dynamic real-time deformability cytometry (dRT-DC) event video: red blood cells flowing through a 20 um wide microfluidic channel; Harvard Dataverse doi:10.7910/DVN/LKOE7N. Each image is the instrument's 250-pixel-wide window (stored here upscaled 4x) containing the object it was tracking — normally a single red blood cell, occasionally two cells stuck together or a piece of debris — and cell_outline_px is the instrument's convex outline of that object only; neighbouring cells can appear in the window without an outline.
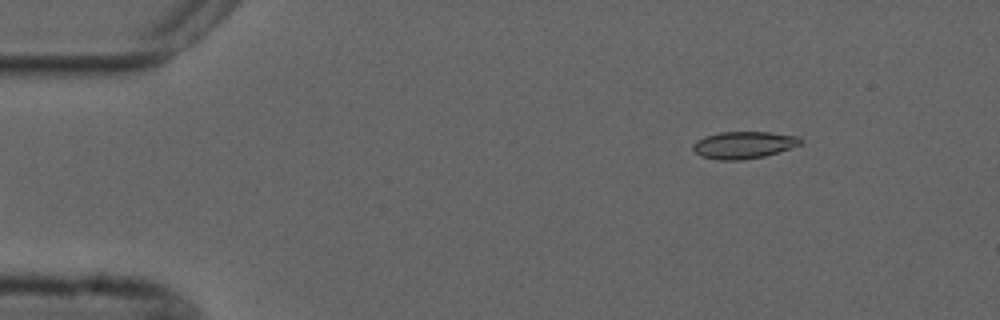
{"species": "common noctule bat (a hibernating species)", "species_latin": "Nyctalus noctula", "temperature_condition": "cold", "stored_images_in_passage": 2, "camera_frame_rate_fps": 3000, "um_per_image_px": 0.085, "animal": {"sex": "male", "forearm_length_mm": 52.5}, "frame": {"image": 1, "passage_image": 2, "time_ms": 1.333, "image_size_px": [1000, 320], "cell_outline_px": [[804, 140], [800, 144], [764, 156], [740, 160], [720, 160], [700, 156], [692, 148], [692, 144], [696, 140], [704, 136], [720, 132], [768, 132], [800, 136]], "centroid_in_image_um": [63.18, 12.31], "position_along_channel_um": 21.8, "area_um2": 16.94}}